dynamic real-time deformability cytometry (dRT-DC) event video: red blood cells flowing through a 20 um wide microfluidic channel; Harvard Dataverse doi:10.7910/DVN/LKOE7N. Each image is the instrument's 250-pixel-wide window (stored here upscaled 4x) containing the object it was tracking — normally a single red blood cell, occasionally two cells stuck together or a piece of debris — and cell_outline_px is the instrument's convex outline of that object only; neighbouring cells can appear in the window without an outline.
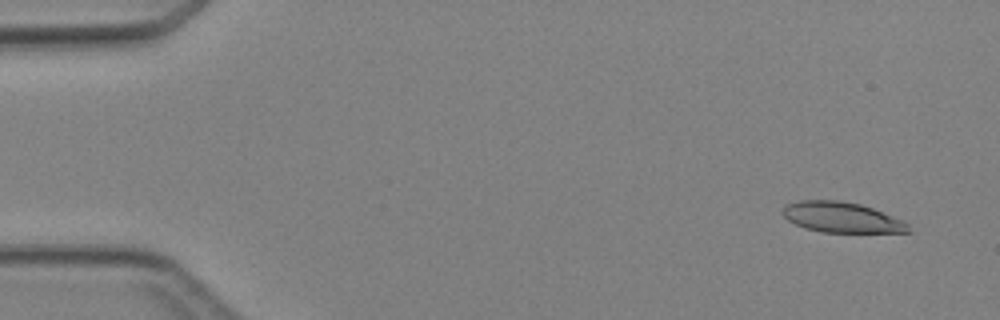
{"species": "Egyptian fruit bat (a non-hibernating species)", "species_latin": "Rousettus aegyptiacus", "temperature_condition": "cold", "stored_images_in_passage": 3, "camera_frame_rate_fps": 3000, "um_per_image_px": 0.085, "animal": {"sex": "female"}, "frame": {"image": 1, "passage_image": 1, "time_ms": 0.0, "image_size_px": [1000, 320], "cell_outline_px": [[912, 232], [820, 232], [804, 228], [788, 220], [780, 212], [784, 204], [800, 200], [836, 200], [860, 204], [872, 208], [904, 220], [908, 224]], "centroid_in_image_um": [71.51, 18.47], "position_along_channel_um": 13.5, "area_um2": 22.43}}
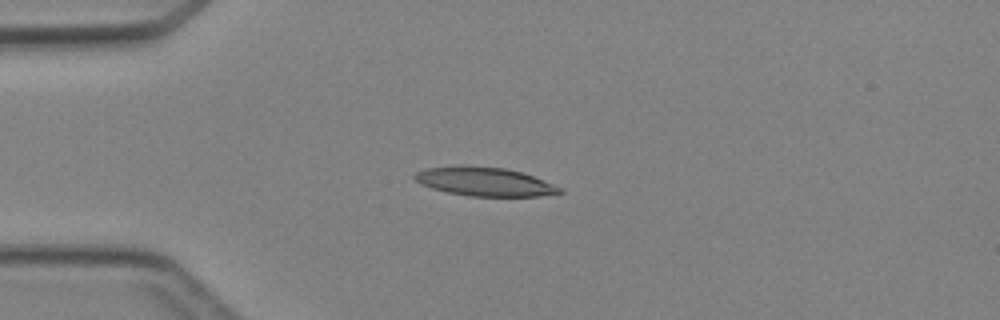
{"frame": {"image": 2, "passage_image": 3, "time_ms": 3.0, "image_size_px": [1000, 320], "cell_outline_px": [[564, 192], [540, 196], [468, 196], [448, 192], [432, 188], [420, 184], [412, 176], [416, 172], [424, 168], [504, 168], [520, 172], [532, 176], [564, 188]], "centroid_in_image_um": [41.24, 15.49], "position_along_channel_um": 43.8, "area_um2": 23.35}}